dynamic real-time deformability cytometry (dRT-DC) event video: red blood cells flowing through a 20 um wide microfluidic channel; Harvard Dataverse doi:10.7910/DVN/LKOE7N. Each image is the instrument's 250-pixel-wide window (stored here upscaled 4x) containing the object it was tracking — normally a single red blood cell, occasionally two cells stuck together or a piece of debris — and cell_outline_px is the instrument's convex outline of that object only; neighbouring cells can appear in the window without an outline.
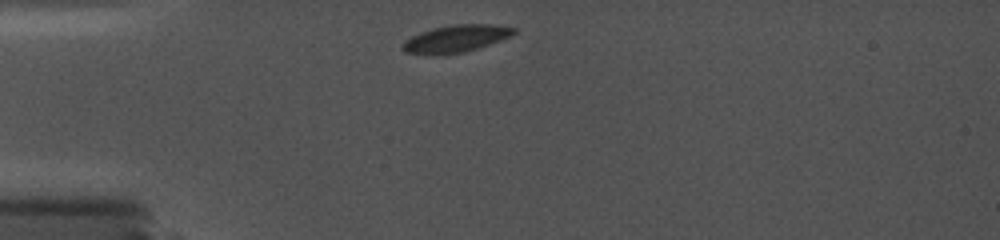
{"species": "common noctule bat (a hibernating species)", "species_latin": "Nyctalus noctula", "temperature_condition": "cold", "stored_images_in_passage": 28, "camera_frame_rate_fps": 5000, "um_per_image_px": 0.085, "animal": {"sex": "female", "body_mass_g": 19.0, "forearm_length_mm": 56.7}, "frame": {"image": 1, "passage_image": 1, "time_ms": 0.0, "image_size_px": [1000, 240], "cell_outline_px": [[516, 32], [500, 40], [464, 52], [404, 52], [400, 48], [404, 40], [420, 32], [432, 28], [452, 24], [492, 24], [516, 28]], "centroid_in_image_um": [38.76, 3.23], "position_along_channel_um": 46.2, "area_um2": 16.88}}
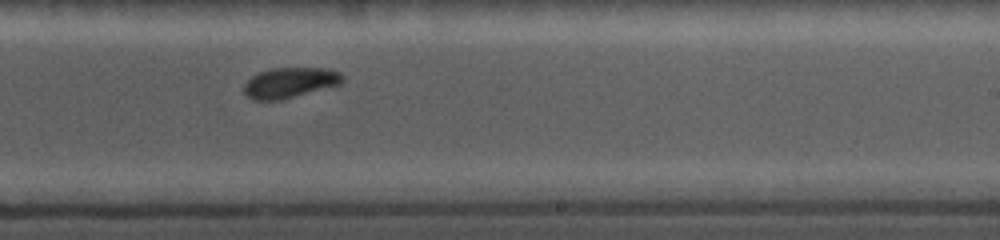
{"frame": {"image": 2, "passage_image": 17, "time_ms": 6.4, "image_size_px": [1000, 240], "cell_outline_px": [[344, 80], [340, 84], [280, 100], [252, 100], [244, 92], [244, 84], [252, 76], [260, 72], [272, 68], [324, 68], [340, 72], [344, 76]], "centroid_in_image_um": [24.64, 7.02], "position_along_channel_um": 264.4, "area_um2": 17.28}}
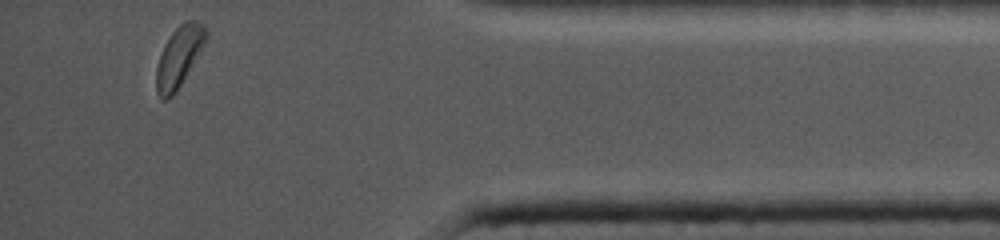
{"frame": {"image": 3, "passage_image": 28, "time_ms": 11.0, "image_size_px": [1000, 240], "cell_outline_px": [[208, 36], [200, 52], [176, 92], [172, 96], [164, 100], [156, 92], [156, 68], [164, 44], [172, 32], [184, 20], [196, 20], [208, 28]], "centroid_in_image_um": [15.23, 4.79], "position_along_channel_um": 420.0, "area_um2": 17.46}}